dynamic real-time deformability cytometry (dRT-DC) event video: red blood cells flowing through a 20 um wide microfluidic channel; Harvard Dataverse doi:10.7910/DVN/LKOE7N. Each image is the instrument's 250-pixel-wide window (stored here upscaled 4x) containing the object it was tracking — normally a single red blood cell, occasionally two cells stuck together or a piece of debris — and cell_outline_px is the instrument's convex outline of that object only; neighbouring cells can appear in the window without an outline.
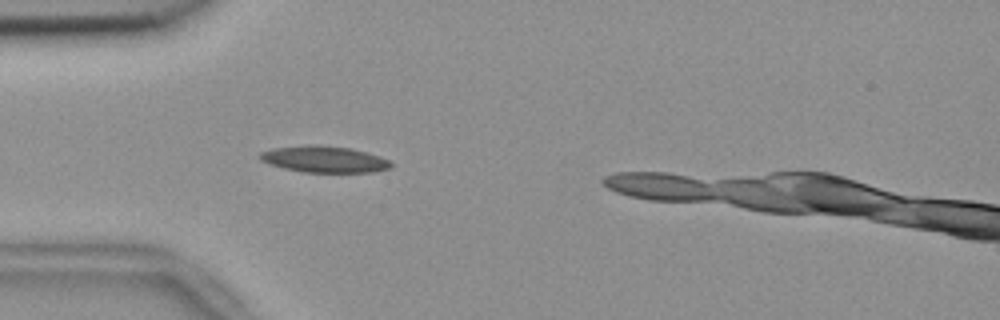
{"species": "common noctule bat (a hibernating species)", "species_latin": "Nyctalus noctula", "temperature_condition": "room temperature", "stored_images_in_passage": 14, "camera_frame_rate_fps": 3000, "um_per_image_px": 0.085, "animal": {"sex": "female", "body_mass_g": 18.4}, "frame": {"image": 1, "passage_image": 7, "time_ms": 2.0, "image_size_px": [1000, 320], "cell_outline_px": [[392, 168], [372, 172], [304, 172], [284, 168], [268, 164], [260, 160], [256, 156], [260, 152], [272, 148], [316, 144], [352, 148], [380, 156], [388, 160], [392, 164]], "centroid_in_image_um": [27.53, 13.53], "position_along_channel_um": 57.5, "area_um2": 20.35}}